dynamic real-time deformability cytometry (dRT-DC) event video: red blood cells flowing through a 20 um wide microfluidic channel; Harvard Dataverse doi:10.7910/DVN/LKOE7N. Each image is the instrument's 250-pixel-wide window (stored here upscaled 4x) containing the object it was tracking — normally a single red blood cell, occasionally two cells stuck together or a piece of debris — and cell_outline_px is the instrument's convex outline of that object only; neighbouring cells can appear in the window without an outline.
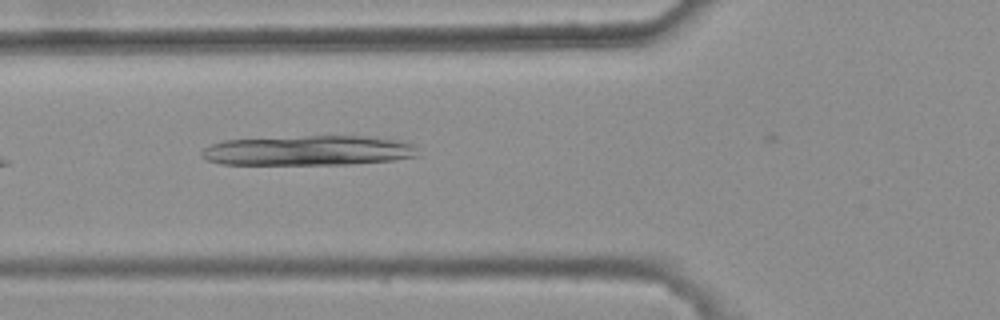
{"species": "common noctule bat (a hibernating species)", "species_latin": "Nyctalus noctula", "temperature_condition": "warm", "stored_images_in_passage": 6, "camera_frame_rate_fps": 3000, "um_per_image_px": 0.085, "animal": {"sex": "female", "body_mass_g": 25.1}, "frame": {"image": 1, "passage_image": 6, "time_ms": 1.667, "image_size_px": [1000, 320], "cell_outline_px": [[416, 156], [392, 160], [348, 164], [220, 164], [208, 160], [200, 156], [200, 152], [204, 148], [212, 144], [224, 140], [304, 136], [368, 136], [396, 140], [412, 144], [416, 148]], "centroid_in_image_um": [26.16, 12.79], "position_along_channel_um": 99.6, "area_um2": 37.45}}